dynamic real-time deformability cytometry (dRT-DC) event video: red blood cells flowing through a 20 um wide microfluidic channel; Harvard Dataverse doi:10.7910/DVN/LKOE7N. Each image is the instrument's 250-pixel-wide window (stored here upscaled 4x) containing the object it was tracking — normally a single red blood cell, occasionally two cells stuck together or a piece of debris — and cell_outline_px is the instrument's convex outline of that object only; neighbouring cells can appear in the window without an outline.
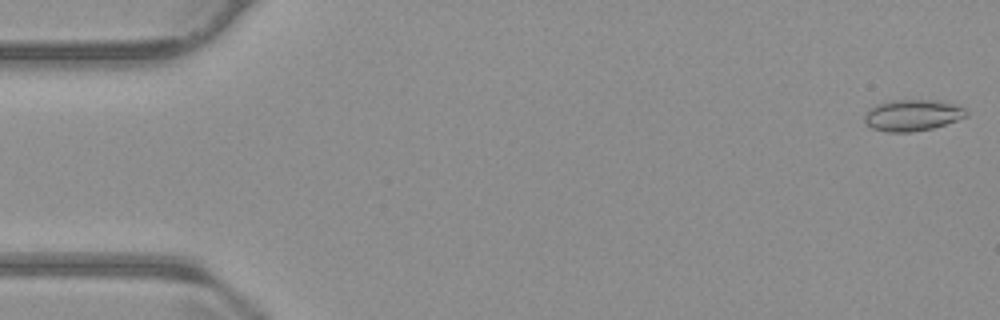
{"species": "common noctule bat (a hibernating species)", "species_latin": "Nyctalus noctula", "temperature_condition": "warm", "stored_images_in_passage": 55, "camera_frame_rate_fps": 3000, "um_per_image_px": 0.085, "animal": {"sex": "male", "body_mass_g": 23.1, "forearm_length_mm": 52.7}, "frame": {"image": 1, "passage_image": 1, "time_ms": 0.0, "image_size_px": [1000, 320], "cell_outline_px": [[968, 116], [932, 128], [912, 132], [888, 132], [872, 128], [864, 124], [864, 116], [868, 108], [876, 104], [892, 100], [932, 100], [952, 104], [964, 108], [968, 112]], "centroid_in_image_um": [77.5, 9.8], "position_along_channel_um": 7.5, "area_um2": 18.55}}
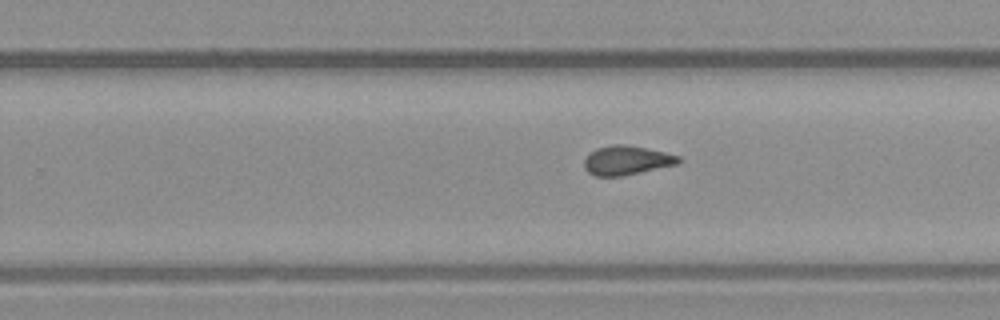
{"frame": {"image": 2, "passage_image": 34, "time_ms": 11.0, "image_size_px": [1000, 320], "cell_outline_px": [[684, 160], [680, 164], [624, 176], [596, 176], [588, 172], [584, 168], [584, 160], [596, 148], [612, 144], [624, 144], [664, 152], [680, 156]], "centroid_in_image_um": [53.32, 13.64], "position_along_channel_um": 276.5, "area_um2": 16.18}}
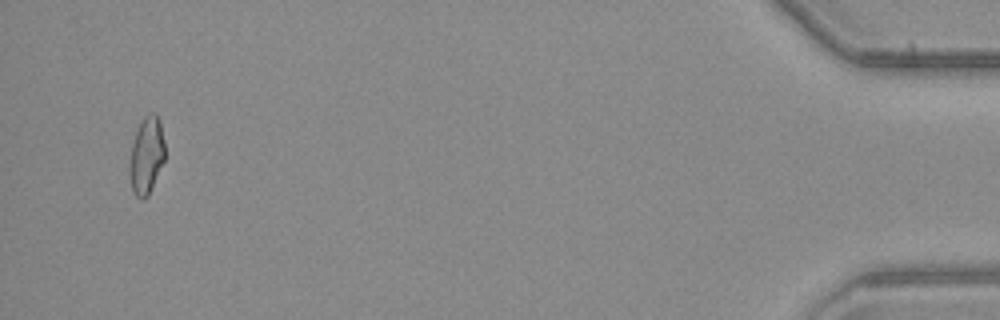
{"frame": {"image": 3, "passage_image": 53, "time_ms": 17.333, "image_size_px": [1000, 320], "cell_outline_px": [[164, 160], [148, 196], [144, 200], [140, 200], [132, 192], [128, 172], [128, 164], [132, 140], [144, 116], [152, 112], [156, 112], [160, 120], [164, 140]], "centroid_in_image_um": [12.42, 13.23], "position_along_channel_um": 422.8, "area_um2": 16.24}, "authors_computed_cell_mechanics": {"area_um2": 16.1262, "velocity_mm_per_s": 3.7508, "shape_relaxation_time_tau1_ms": null, "shape_relaxation_time_tau2_ms": 2.3541, "deformation_change_tau1": null, "deformation_change_tau2": 0.072}}